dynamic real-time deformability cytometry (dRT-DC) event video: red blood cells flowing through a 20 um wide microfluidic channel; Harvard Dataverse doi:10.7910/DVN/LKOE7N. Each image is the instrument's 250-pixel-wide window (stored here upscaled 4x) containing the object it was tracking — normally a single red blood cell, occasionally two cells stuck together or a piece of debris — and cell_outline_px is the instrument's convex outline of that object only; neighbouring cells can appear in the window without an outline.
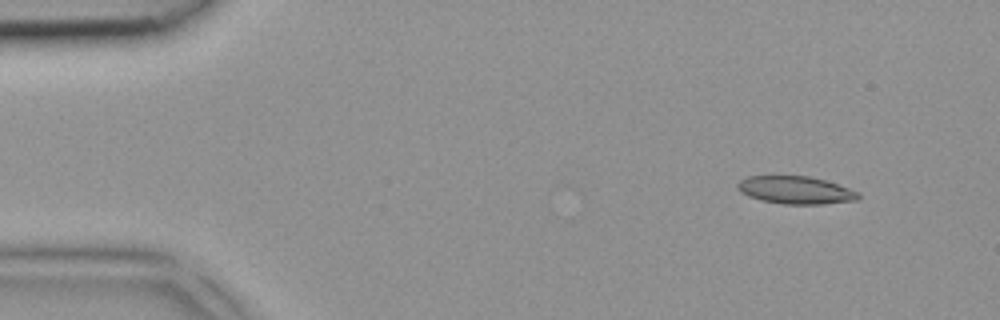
{"species": "common noctule bat (a hibernating species)", "species_latin": "Nyctalus noctula", "temperature_condition": "room temperature", "stored_images_in_passage": 3, "camera_frame_rate_fps": 3000, "um_per_image_px": 0.085, "animal": {"sex": "female", "body_mass_g": 18.4}, "frame": {"image": 1, "passage_image": 1, "time_ms": 0.0, "image_size_px": [1000, 320], "cell_outline_px": [[860, 200], [820, 204], [784, 204], [760, 200], [748, 196], [740, 192], [736, 188], [736, 184], [740, 180], [748, 176], [808, 176], [824, 180], [860, 192]], "centroid_in_image_um": [67.61, 16.16], "position_along_channel_um": 17.4, "area_um2": 19.54}}